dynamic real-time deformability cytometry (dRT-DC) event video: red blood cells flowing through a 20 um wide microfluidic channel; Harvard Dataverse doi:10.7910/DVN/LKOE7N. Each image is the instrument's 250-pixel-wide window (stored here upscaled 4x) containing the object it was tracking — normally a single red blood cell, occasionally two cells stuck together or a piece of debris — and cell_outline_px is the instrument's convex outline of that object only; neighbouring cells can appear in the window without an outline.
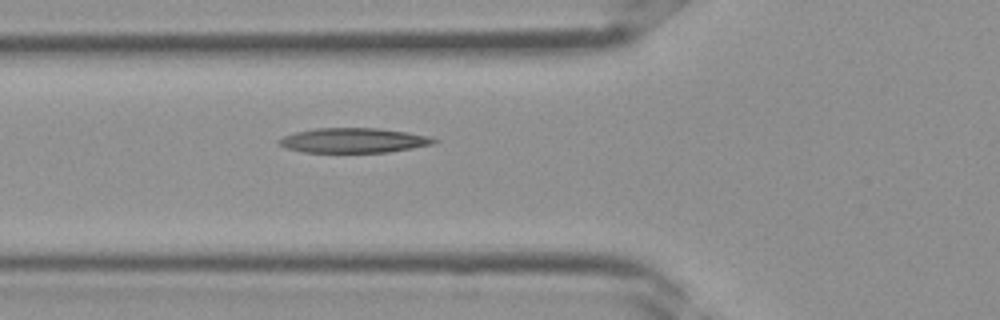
{"species": "Egyptian fruit bat (a non-hibernating species)", "species_latin": "Rousettus aegyptiacus", "temperature_condition": "room temperature", "stored_images_in_passage": 19, "camera_frame_rate_fps": 3000, "um_per_image_px": 0.085, "frame": {"image": 1, "passage_image": 2, "time_ms": 0.333, "image_size_px": [1000, 320], "cell_outline_px": [[440, 140], [432, 144], [412, 148], [388, 152], [304, 152], [284, 148], [276, 140], [284, 136], [296, 132], [316, 128], [380, 128], [408, 132], [428, 136]], "centroid_in_image_um": [30.05, 11.93], "position_along_channel_um": 95.8, "area_um2": 22.37}}
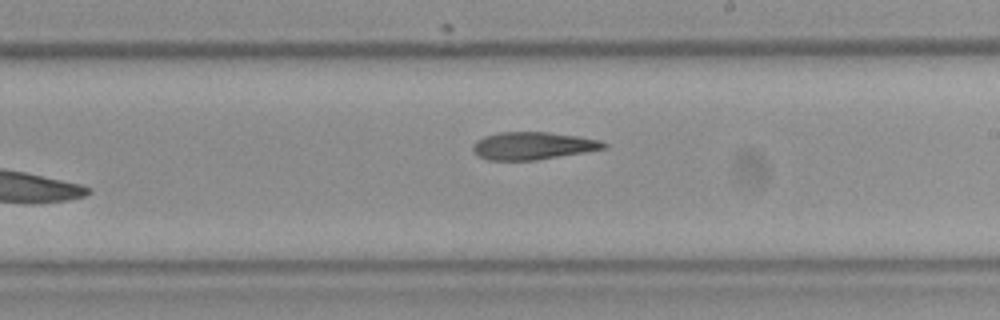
{"frame": {"image": 2, "passage_image": 10, "time_ms": 3.0, "image_size_px": [1000, 320], "cell_outline_px": [[608, 148], [536, 160], [488, 160], [476, 156], [472, 148], [472, 144], [476, 140], [484, 136], [500, 132], [548, 132], [576, 136], [600, 140], [608, 144]], "centroid_in_image_um": [45.26, 12.39], "position_along_channel_um": 243.7, "area_um2": 21.1}}
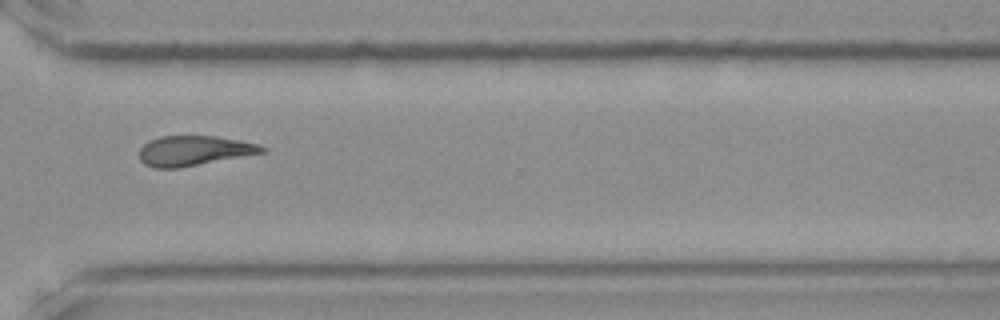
{"frame": {"image": 3, "passage_image": 16, "time_ms": 5.0, "image_size_px": [1000, 320], "cell_outline_px": [[268, 148], [264, 152], [180, 168], [152, 168], [144, 164], [140, 160], [140, 148], [148, 140], [160, 136], [216, 136], [240, 140], [256, 144]], "centroid_in_image_um": [16.45, 12.81], "position_along_channel_um": 354.2, "area_um2": 21.39}}